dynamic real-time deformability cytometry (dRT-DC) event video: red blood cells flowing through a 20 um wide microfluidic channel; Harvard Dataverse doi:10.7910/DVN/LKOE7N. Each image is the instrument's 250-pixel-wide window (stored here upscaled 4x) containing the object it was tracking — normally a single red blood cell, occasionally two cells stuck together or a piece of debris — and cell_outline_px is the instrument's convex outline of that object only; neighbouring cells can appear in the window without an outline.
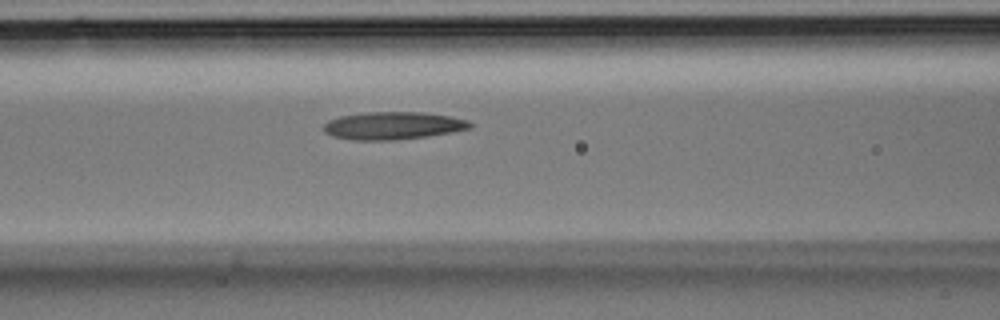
{"species": "Egyptian fruit bat (a non-hibernating species)", "species_latin": "Rousettus aegyptiacus", "temperature_condition": "room temperature", "stored_images_in_passage": 28, "camera_frame_rate_fps": 3000, "um_per_image_px": 0.085, "animal": {"sex": "male"}, "frame": {"image": 1, "passage_image": 7, "time_ms": 2.0, "image_size_px": [1000, 320], "cell_outline_px": [[472, 128], [452, 132], [428, 136], [396, 140], [352, 140], [332, 136], [324, 132], [324, 124], [328, 120], [340, 116], [368, 112], [420, 112], [452, 116], [468, 120], [472, 124]], "centroid_in_image_um": [33.41, 10.68], "position_along_channel_um": 133.2, "area_um2": 23.7}}
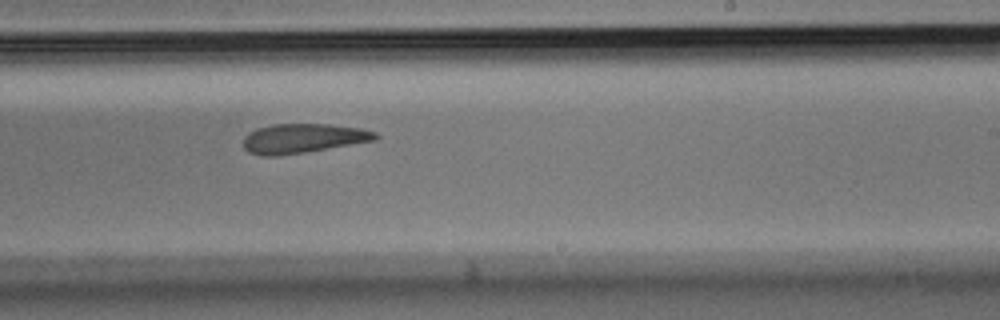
{"frame": {"image": 2, "passage_image": 14, "time_ms": 4.333, "image_size_px": [1000, 320], "cell_outline_px": [[380, 136], [376, 140], [304, 152], [276, 156], [260, 156], [248, 152], [244, 148], [244, 136], [248, 132], [256, 128], [272, 124], [328, 124], [360, 128], [376, 132]], "centroid_in_image_um": [25.72, 11.76], "position_along_channel_um": 263.3, "area_um2": 22.66}}
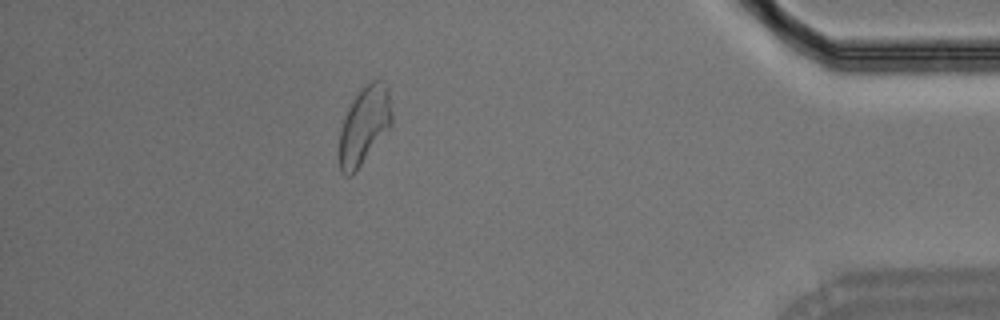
{"frame": {"image": 3, "passage_image": 24, "time_ms": 7.667, "image_size_px": [1000, 320], "cell_outline_px": [[392, 124], [356, 172], [352, 176], [348, 176], [340, 172], [340, 128], [344, 116], [352, 100], [372, 80], [380, 80], [388, 84], [392, 112]], "centroid_in_image_um": [30.97, 10.67], "position_along_channel_um": 404.2, "area_um2": 23.7}}